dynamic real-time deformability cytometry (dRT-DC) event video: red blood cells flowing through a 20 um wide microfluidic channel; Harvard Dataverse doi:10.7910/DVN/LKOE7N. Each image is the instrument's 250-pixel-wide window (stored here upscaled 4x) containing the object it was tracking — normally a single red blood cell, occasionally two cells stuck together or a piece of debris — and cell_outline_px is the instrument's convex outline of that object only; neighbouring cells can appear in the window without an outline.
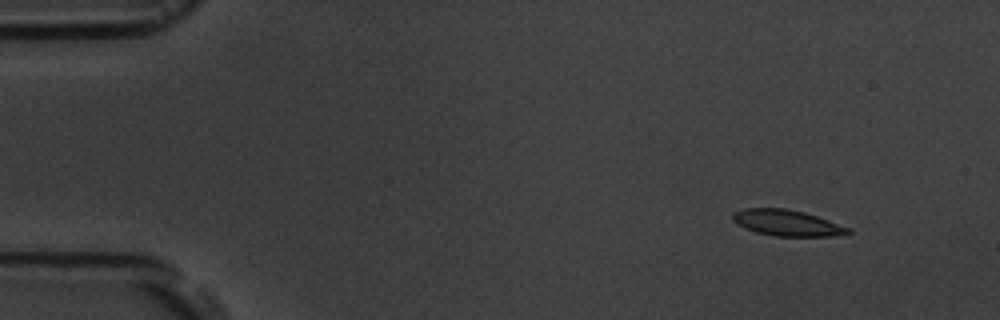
{"species": "common noctule bat (a hibernating species)", "species_latin": "Nyctalus noctula", "temperature_condition": "room temperature", "stored_images_in_passage": 5, "camera_frame_rate_fps": 3000, "um_per_image_px": 0.085, "animal": {"sex": "male", "body_mass_g": 19.5, "forearm_length_mm": 54.6}, "frame": {"image": 1, "passage_image": 2, "time_ms": 1.0, "image_size_px": [1000, 320], "cell_outline_px": [[852, 232], [848, 236], [776, 236], [756, 232], [736, 224], [732, 220], [732, 212], [744, 208], [784, 208], [804, 212], [852, 228]], "centroid_in_image_um": [66.94, 18.95], "position_along_channel_um": 18.1, "area_um2": 17.74}}
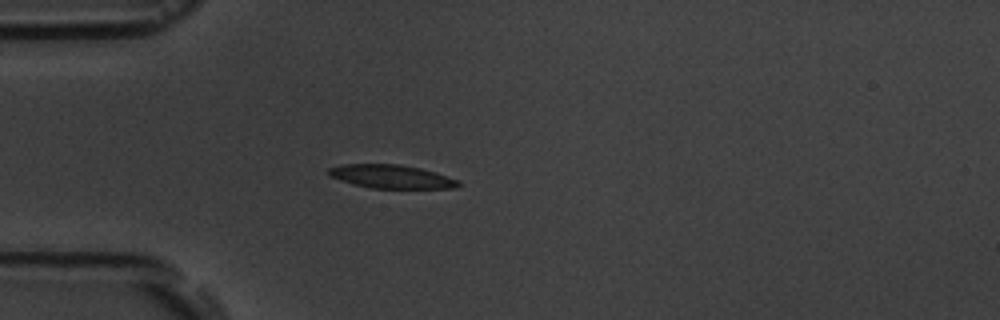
{"frame": {"image": 2, "passage_image": 5, "time_ms": 4.333, "image_size_px": [1000, 320], "cell_outline_px": [[460, 184], [456, 188], [372, 188], [340, 180], [328, 176], [328, 168], [344, 164], [400, 164], [420, 168], [436, 172], [460, 180]], "centroid_in_image_um": [33.29, 15.0], "position_along_channel_um": 51.7, "area_um2": 17.74}}